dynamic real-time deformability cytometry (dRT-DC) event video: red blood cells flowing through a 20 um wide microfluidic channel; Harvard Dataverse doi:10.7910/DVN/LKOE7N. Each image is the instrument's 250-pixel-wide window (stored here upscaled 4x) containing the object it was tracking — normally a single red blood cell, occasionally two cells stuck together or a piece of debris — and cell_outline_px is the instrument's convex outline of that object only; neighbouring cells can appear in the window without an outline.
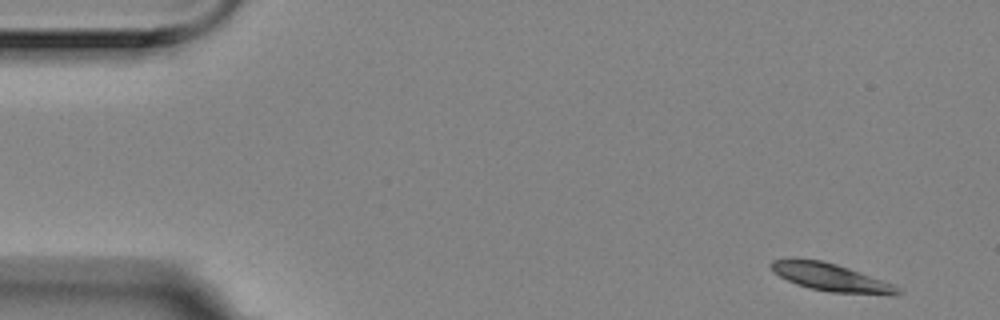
{"species": "Egyptian fruit bat (a non-hibernating species)", "species_latin": "Rousettus aegyptiacus", "temperature_condition": "room temperature", "stored_images_in_passage": 6, "camera_frame_rate_fps": 3000, "um_per_image_px": 0.085, "animal": {"sex": "female"}, "frame": {"image": 1, "passage_image": 1, "time_ms": 0.0, "image_size_px": [1000, 320], "cell_outline_px": [[904, 292], [892, 296], [888, 296], [828, 292], [808, 288], [796, 284], [772, 272], [768, 264], [772, 260], [792, 256], [820, 260], [836, 264], [848, 268], [892, 284], [900, 288]], "centroid_in_image_um": [70.57, 23.57], "position_along_channel_um": 14.4, "area_um2": 21.1}}
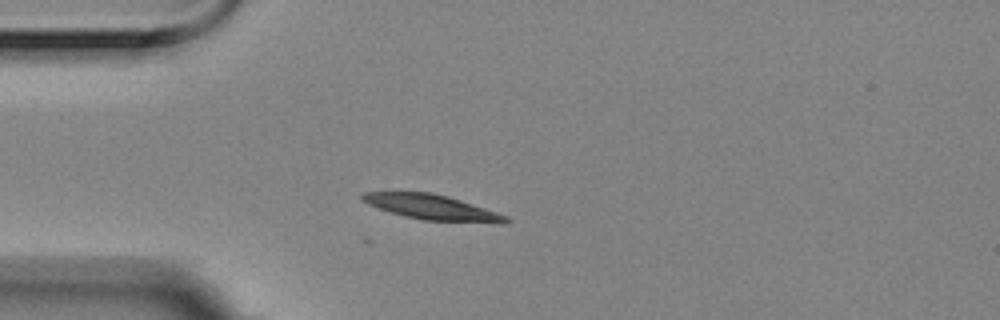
{"frame": {"image": 2, "passage_image": 4, "time_ms": 1.0, "image_size_px": [1000, 320], "cell_outline_px": [[512, 220], [504, 224], [500, 224], [424, 220], [404, 216], [368, 204], [360, 200], [360, 196], [364, 192], [432, 192], [448, 196], [508, 216]], "centroid_in_image_um": [36.77, 17.63], "position_along_channel_um": 48.2, "area_um2": 21.04}}